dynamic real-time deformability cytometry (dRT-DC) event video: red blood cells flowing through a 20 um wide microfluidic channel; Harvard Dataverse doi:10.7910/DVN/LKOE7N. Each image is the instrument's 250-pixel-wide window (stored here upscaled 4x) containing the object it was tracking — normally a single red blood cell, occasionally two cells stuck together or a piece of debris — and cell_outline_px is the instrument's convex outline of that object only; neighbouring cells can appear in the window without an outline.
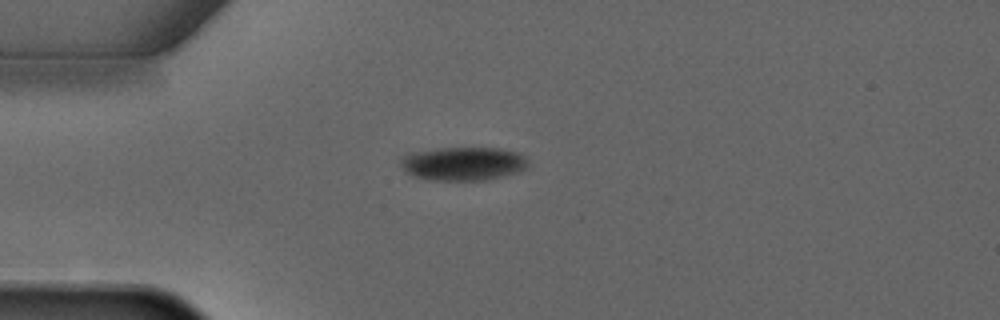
{"species": "common noctule bat (a hibernating species)", "species_latin": "Nyctalus noctula", "temperature_condition": "warm", "stored_images_in_passage": 2, "camera_frame_rate_fps": 3000, "um_per_image_px": 0.085, "animal": {"sex": "male", "forearm_length_mm": 52.5}, "frame": {"image": 1, "passage_image": 1, "time_ms": 0.0, "image_size_px": [1000, 320], "cell_outline_px": [[528, 164], [524, 168], [516, 172], [484, 180], [428, 180], [404, 172], [400, 164], [400, 156], [408, 152], [436, 148], [500, 148], [516, 152], [524, 156], [528, 160]], "centroid_in_image_um": [39.28, 13.89], "position_along_channel_um": 45.7, "area_um2": 25.03}}